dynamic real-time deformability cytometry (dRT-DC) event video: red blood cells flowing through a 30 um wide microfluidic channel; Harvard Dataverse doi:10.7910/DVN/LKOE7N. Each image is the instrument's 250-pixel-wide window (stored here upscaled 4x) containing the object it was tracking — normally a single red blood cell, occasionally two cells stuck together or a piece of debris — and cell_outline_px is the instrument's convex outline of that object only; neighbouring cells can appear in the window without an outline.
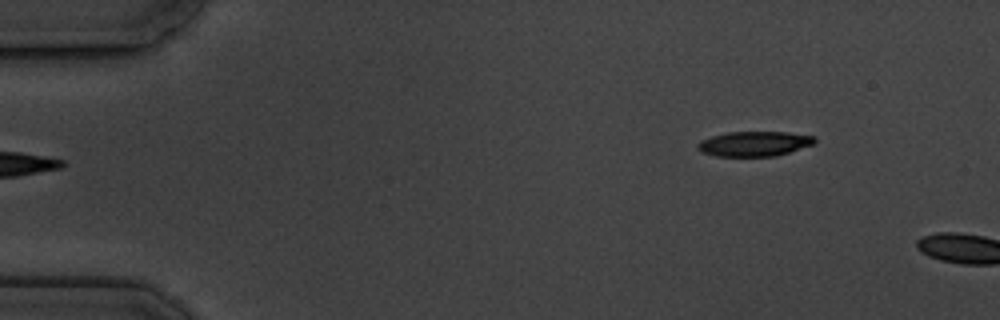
{"species": "common noctule bat (a hibernating species)", "species_latin": "Nyctalus noctula", "temperature_condition": "cold", "stored_images_in_passage": 6, "segment_of_instrument_passage": [2, 2], "camera_frame_rate_fps": 3000, "um_per_image_px": 0.085, "animal": {"sex": "male", "body_mass_g": 19.5, "forearm_length_mm": 54.6}, "frame": {"image": 1, "passage_image": 6, "time_ms": 6.333, "image_size_px": [1000, 320], "cell_outline_px": [[816, 140], [812, 144], [776, 156], [716, 156], [704, 152], [696, 144], [700, 140], [712, 136], [728, 132], [788, 132], [816, 136]], "centroid_in_image_um": [64.13, 12.21], "position_along_channel_um": 20.9, "area_um2": 16.76}}